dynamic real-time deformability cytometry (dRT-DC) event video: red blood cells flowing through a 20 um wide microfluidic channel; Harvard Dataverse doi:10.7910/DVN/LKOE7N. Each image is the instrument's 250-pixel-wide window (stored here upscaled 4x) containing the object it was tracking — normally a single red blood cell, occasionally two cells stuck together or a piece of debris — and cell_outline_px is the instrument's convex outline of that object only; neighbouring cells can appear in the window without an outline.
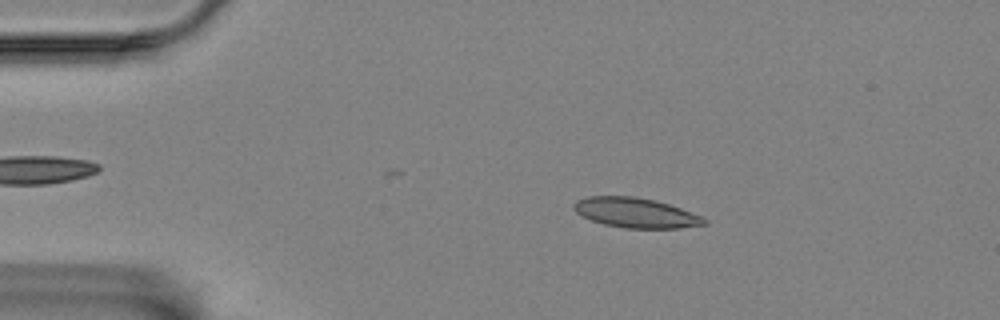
{"species": "Egyptian fruit bat (a non-hibernating species)", "species_latin": "Rousettus aegyptiacus", "temperature_condition": "room temperature", "stored_images_in_passage": 14, "camera_frame_rate_fps": 3000, "um_per_image_px": 0.085, "animal": {"sex": "female"}, "frame": {"image": 1, "passage_image": 10, "time_ms": 3.0, "image_size_px": [1000, 320], "cell_outline_px": [[708, 224], [680, 228], [624, 228], [604, 224], [592, 220], [576, 212], [572, 204], [576, 200], [588, 196], [632, 196], [656, 200], [704, 216], [708, 220]], "centroid_in_image_um": [54.07, 18.08], "position_along_channel_um": 30.9, "area_um2": 22.77}}